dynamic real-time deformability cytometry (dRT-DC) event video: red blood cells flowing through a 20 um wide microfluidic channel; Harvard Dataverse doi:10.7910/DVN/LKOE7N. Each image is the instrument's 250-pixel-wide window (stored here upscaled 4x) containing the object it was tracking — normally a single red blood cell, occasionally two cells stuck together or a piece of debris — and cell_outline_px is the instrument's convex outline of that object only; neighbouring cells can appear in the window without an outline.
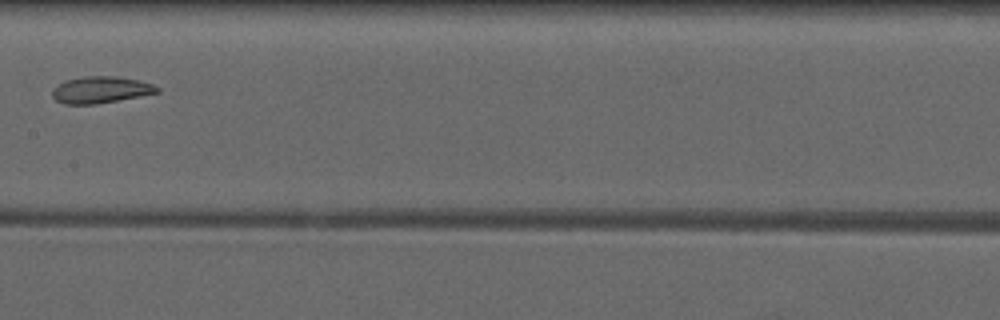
{"species": "common noctule bat (a hibernating species)", "species_latin": "Nyctalus noctula", "temperature_condition": "warm", "stored_images_in_passage": 8, "camera_frame_rate_fps": 3000, "um_per_image_px": 0.085, "animal": {"sex": "male", "forearm_length_mm": 52.5}, "frame": {"image": 1, "passage_image": 8, "time_ms": 9.333, "image_size_px": [1000, 320], "cell_outline_px": [[160, 92], [140, 96], [96, 104], [64, 104], [56, 100], [52, 96], [52, 88], [68, 80], [84, 76], [116, 76], [140, 80], [152, 84], [160, 88]], "centroid_in_image_um": [8.58, 7.63], "position_along_channel_um": 198.8, "area_um2": 16.24}}